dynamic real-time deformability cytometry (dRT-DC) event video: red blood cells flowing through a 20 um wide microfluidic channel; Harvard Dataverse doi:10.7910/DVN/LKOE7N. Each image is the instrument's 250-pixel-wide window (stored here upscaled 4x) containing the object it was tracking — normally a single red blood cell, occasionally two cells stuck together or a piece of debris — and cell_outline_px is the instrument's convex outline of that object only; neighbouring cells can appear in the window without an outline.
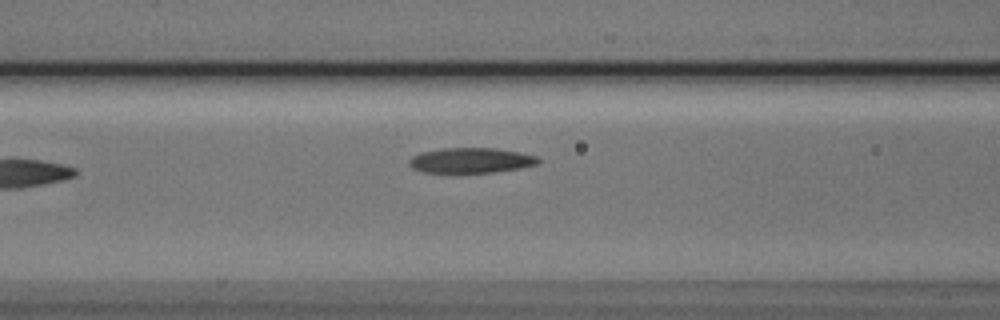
{"species": "Egyptian fruit bat (a non-hibernating species)", "species_latin": "Rousettus aegyptiacus", "temperature_condition": "cold", "stored_images_in_passage": 31, "camera_frame_rate_fps": 3000, "um_per_image_px": 0.085, "animal": {"sex": "male"}, "frame": {"image": 1, "passage_image": 6, "time_ms": 1.667, "image_size_px": [1000, 320], "cell_outline_px": [[540, 160], [536, 164], [520, 168], [492, 172], [456, 176], [424, 172], [412, 168], [408, 164], [408, 160], [412, 156], [420, 152], [444, 148], [496, 148], [520, 152], [536, 156]], "centroid_in_image_um": [39.94, 13.68], "position_along_channel_um": 126.7, "area_um2": 19.83}}
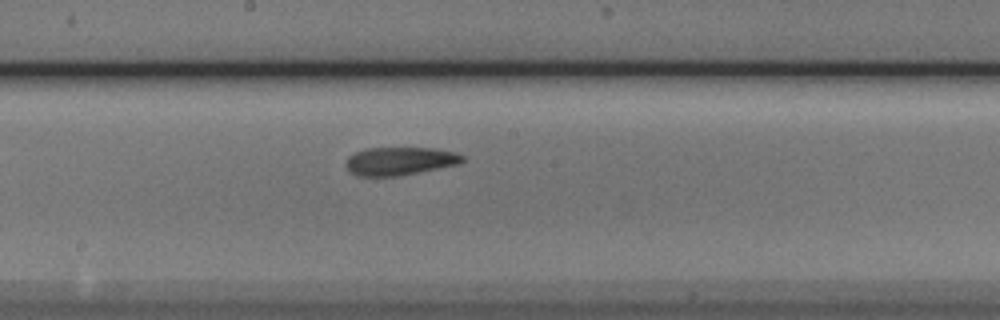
{"frame": {"image": 2, "passage_image": 13, "time_ms": 4.0, "image_size_px": [1000, 320], "cell_outline_px": [[464, 160], [460, 164], [396, 176], [356, 176], [344, 164], [348, 156], [356, 152], [368, 148], [432, 148], [456, 152], [464, 156]], "centroid_in_image_um": [33.99, 13.69], "position_along_channel_um": 214.2, "area_um2": 19.02}}
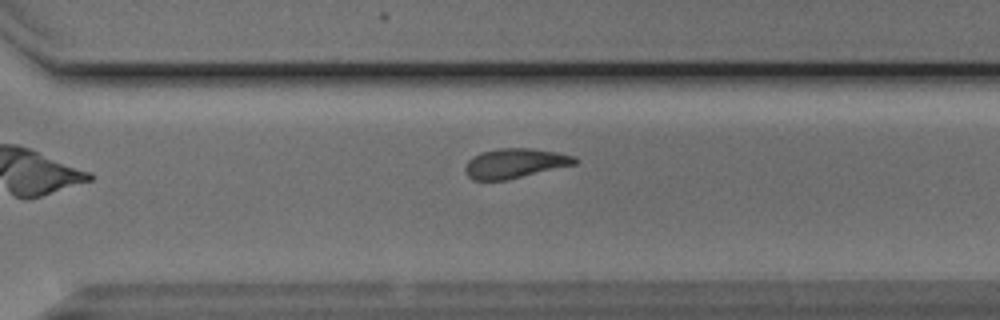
{"frame": {"image": 3, "passage_image": 22, "time_ms": 7.0, "image_size_px": [1000, 320], "cell_outline_px": [[576, 164], [504, 180], [472, 180], [464, 172], [464, 168], [468, 160], [472, 156], [480, 152], [500, 148], [532, 148], [556, 152], [576, 156]], "centroid_in_image_um": [43.72, 13.87], "position_along_channel_um": 326.9, "area_um2": 18.9}, "authors_computed_cell_mechanics": {"area_um2": 19.3052, "velocity_mm_per_s": 3.7571, "shape_relaxation_time_tau1_ms": 6.942, "shape_relaxation_time_tau2_ms": 3.951, "deformation_change_tau1": 0.1895, "deformation_change_tau2": 0.0984}}